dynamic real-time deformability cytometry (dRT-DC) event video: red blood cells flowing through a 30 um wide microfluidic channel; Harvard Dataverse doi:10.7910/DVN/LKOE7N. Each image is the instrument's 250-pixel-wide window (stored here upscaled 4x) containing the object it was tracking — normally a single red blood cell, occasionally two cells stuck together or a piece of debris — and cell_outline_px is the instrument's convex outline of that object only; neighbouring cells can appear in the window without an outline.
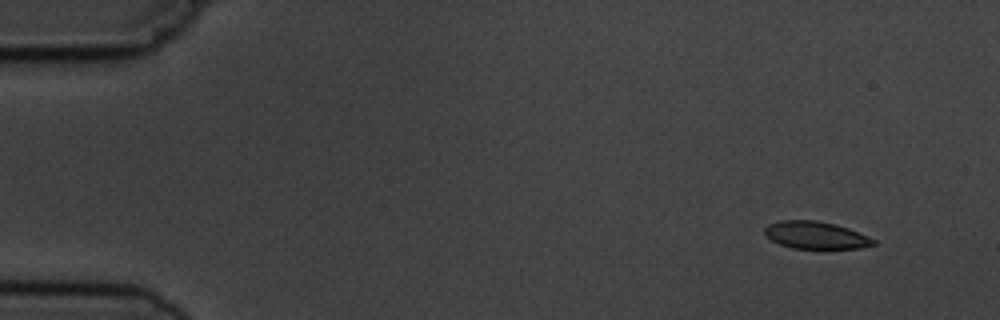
{"species": "common noctule bat (a hibernating species)", "species_latin": "Nyctalus noctula", "temperature_condition": "cold", "stored_images_in_passage": 5, "camera_frame_rate_fps": 3000, "um_per_image_px": 0.085, "animal": {"sex": "male", "body_mass_g": 19.5, "forearm_length_mm": 54.6}, "frame": {"image": 1, "passage_image": 1, "time_ms": 0.0, "image_size_px": [1000, 320], "cell_outline_px": [[876, 244], [860, 248], [820, 252], [792, 248], [780, 244], [772, 240], [764, 232], [764, 228], [768, 224], [780, 220], [816, 220], [836, 224], [848, 228], [868, 236], [876, 240]], "centroid_in_image_um": [69.38, 20.04], "position_along_channel_um": 15.6, "area_um2": 18.26}}
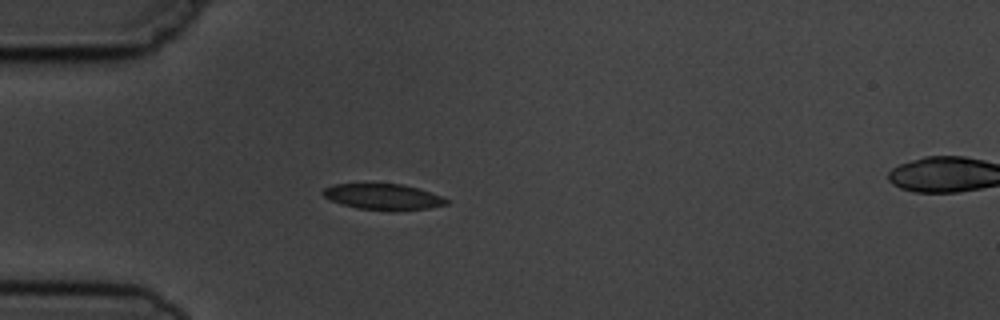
{"frame": {"image": 2, "passage_image": 4, "time_ms": 3.667, "image_size_px": [1000, 320], "cell_outline_px": [[448, 204], [428, 208], [396, 212], [388, 212], [356, 208], [332, 200], [324, 196], [320, 192], [324, 188], [332, 184], [404, 184], [440, 196], [448, 200]], "centroid_in_image_um": [32.55, 16.75], "position_along_channel_um": 52.4, "area_um2": 18.73}}